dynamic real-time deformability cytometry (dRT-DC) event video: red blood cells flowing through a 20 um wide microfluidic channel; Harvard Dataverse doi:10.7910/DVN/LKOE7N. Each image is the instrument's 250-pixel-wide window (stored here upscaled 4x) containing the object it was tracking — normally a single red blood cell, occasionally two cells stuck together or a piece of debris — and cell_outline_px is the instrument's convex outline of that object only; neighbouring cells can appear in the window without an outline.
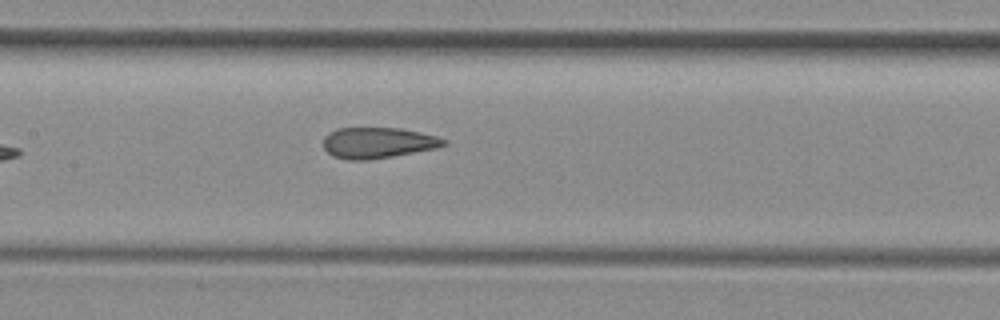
{"species": "common noctule bat (a hibernating species)", "species_latin": "Nyctalus noctula", "temperature_condition": "room temperature", "stored_images_in_passage": 8, "segment_of_instrument_passage": [1, 2], "camera_frame_rate_fps": 3000, "um_per_image_px": 0.085, "animal": {"sex": "female", "body_mass_g": 29.2, "forearm_length_mm": 56.3}, "frame": {"image": 1, "passage_image": 7, "time_ms": 2.0, "image_size_px": [1000, 320], "cell_outline_px": [[448, 144], [436, 148], [392, 156], [368, 160], [348, 160], [332, 156], [324, 148], [324, 136], [336, 128], [400, 128], [420, 132], [436, 136], [448, 140]], "centroid_in_image_um": [32.12, 12.13], "position_along_channel_um": 175.3, "area_um2": 21.68}}